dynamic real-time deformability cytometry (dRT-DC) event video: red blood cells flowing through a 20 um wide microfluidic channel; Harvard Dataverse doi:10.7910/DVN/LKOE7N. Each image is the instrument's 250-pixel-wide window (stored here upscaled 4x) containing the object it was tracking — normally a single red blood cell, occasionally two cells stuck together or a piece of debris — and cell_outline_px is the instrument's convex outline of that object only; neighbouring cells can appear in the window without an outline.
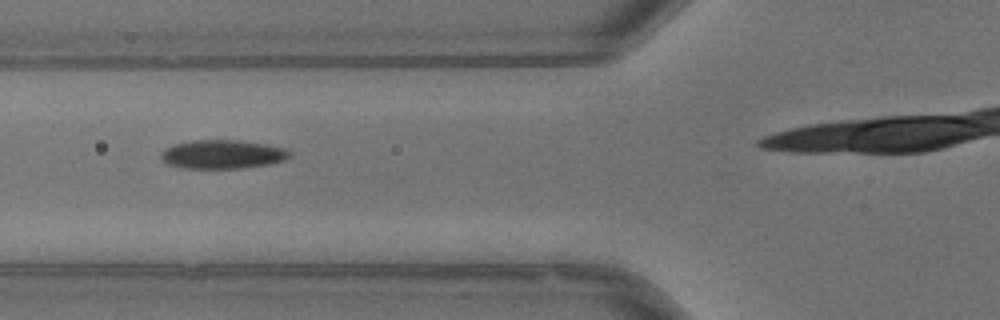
{"species": "common noctule bat (a hibernating species)", "species_latin": "Nyctalus noctula", "temperature_condition": "warm", "stored_images_in_passage": 32, "camera_frame_rate_fps": 3000, "um_per_image_px": 0.085, "animal": {"sex": "male", "body_mass_g": 13.3}, "frame": {"image": 1, "passage_image": 10, "time_ms": 3.0, "image_size_px": [1000, 320], "cell_outline_px": [[292, 156], [284, 160], [268, 164], [240, 168], [184, 168], [164, 164], [160, 156], [160, 152], [164, 148], [172, 144], [192, 140], [240, 140], [268, 144], [288, 148], [292, 152]], "centroid_in_image_um": [18.91, 13.1], "position_along_channel_um": 106.9, "area_um2": 22.02}}